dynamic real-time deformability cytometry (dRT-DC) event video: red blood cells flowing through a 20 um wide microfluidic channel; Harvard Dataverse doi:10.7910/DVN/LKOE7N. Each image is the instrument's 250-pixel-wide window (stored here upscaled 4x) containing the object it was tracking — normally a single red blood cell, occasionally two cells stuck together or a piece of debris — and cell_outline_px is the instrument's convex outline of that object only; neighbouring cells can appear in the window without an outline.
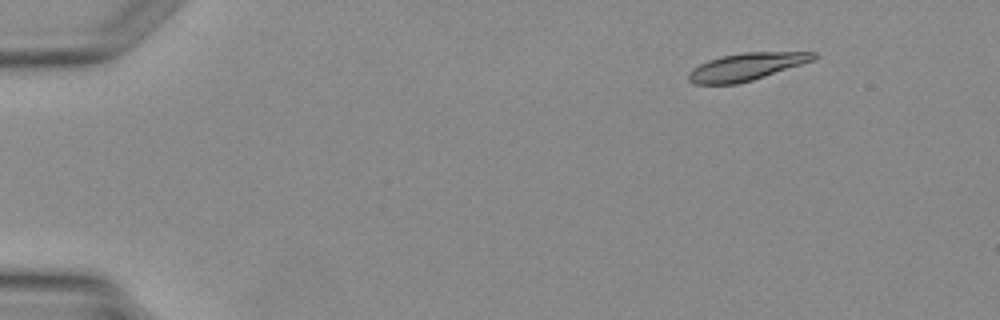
{"species": "Egyptian fruit bat (a non-hibernating species)", "species_latin": "Rousettus aegyptiacus", "temperature_condition": "warm", "stored_images_in_passage": 2, "camera_frame_rate_fps": 3000, "um_per_image_px": 0.085, "animal": {"sex": "female"}, "frame": {"image": 1, "passage_image": 1, "time_ms": 0.0, "image_size_px": [1000, 320], "cell_outline_px": [[816, 60], [752, 80], [736, 84], [696, 84], [688, 80], [688, 72], [692, 68], [708, 60], [720, 56], [744, 52], [816, 52]], "centroid_in_image_um": [63.44, 5.67], "position_along_channel_um": 21.6, "area_um2": 20.0}}